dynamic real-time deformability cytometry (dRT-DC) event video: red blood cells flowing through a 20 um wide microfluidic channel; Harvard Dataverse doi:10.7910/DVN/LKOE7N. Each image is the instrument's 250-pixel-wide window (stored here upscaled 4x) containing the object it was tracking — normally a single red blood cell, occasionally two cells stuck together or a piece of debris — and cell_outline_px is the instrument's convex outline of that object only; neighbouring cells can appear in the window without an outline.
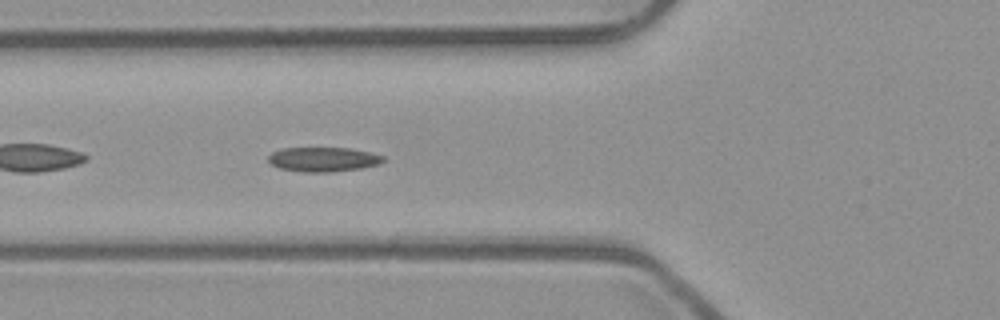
{"species": "common noctule bat (a hibernating species)", "species_latin": "Nyctalus noctula", "temperature_condition": "room temperature", "stored_images_in_passage": 38, "camera_frame_rate_fps": 3000, "um_per_image_px": 0.085, "animal": {"sex": "male", "body_mass_g": 23.1, "forearm_length_mm": 52.7}, "frame": {"image": 1, "passage_image": 5, "time_ms": 1.333, "image_size_px": [1000, 320], "cell_outline_px": [[384, 160], [380, 164], [360, 168], [328, 172], [304, 172], [280, 168], [272, 164], [268, 160], [268, 156], [272, 152], [284, 148], [348, 148], [372, 152], [384, 156]], "centroid_in_image_um": [27.49, 13.54], "position_along_channel_um": 98.3, "area_um2": 16.3}}
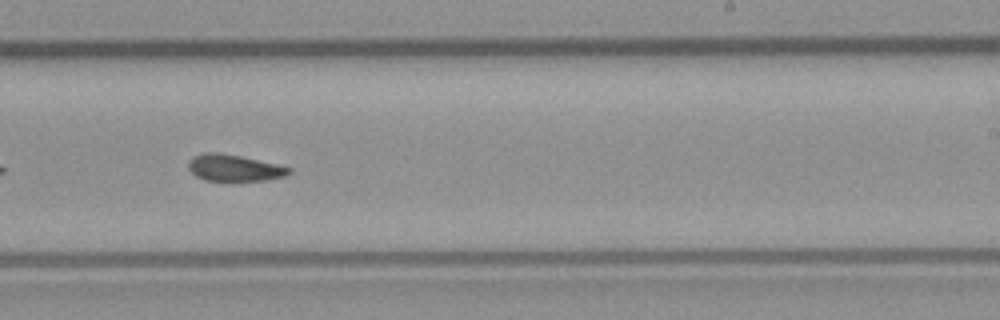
{"frame": {"image": 2, "passage_image": 18, "time_ms": 5.667, "image_size_px": [1000, 320], "cell_outline_px": [[292, 172], [284, 176], [264, 180], [232, 184], [204, 180], [196, 176], [188, 168], [188, 160], [192, 156], [208, 152], [216, 152], [240, 156], [292, 168]], "centroid_in_image_um": [19.86, 14.32], "position_along_channel_um": 269.1, "area_um2": 16.18}}
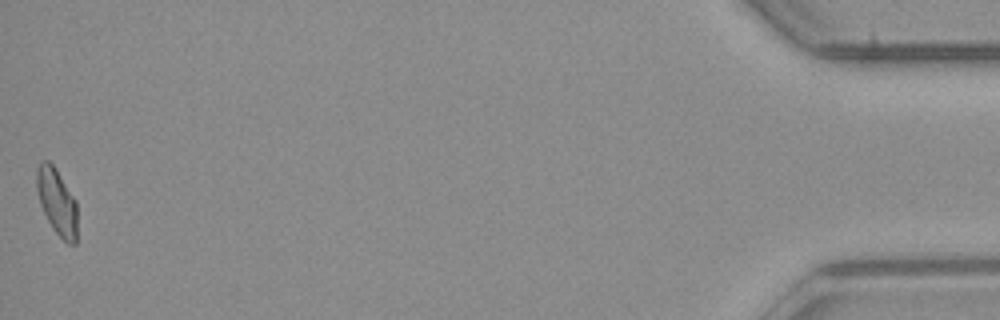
{"frame": {"image": 3, "passage_image": 38, "time_ms": 12.333, "image_size_px": [1000, 320], "cell_outline_px": [[76, 244], [68, 244], [52, 228], [40, 204], [36, 188], [36, 168], [40, 160], [48, 160], [56, 168], [76, 200]], "centroid_in_image_um": [4.82, 17.1], "position_along_channel_um": 430.4, "area_um2": 15.72}, "authors_computed_cell_mechanics": {"area_um2": 15.9528, "velocity_mm_per_s": 3.9287, "shape_relaxation_time_tau1_ms": 6.4012, "shape_relaxation_time_tau2_ms": 2.4006, "deformation_change_tau1": 0.1387, "deformation_change_tau2": 0.0629}}